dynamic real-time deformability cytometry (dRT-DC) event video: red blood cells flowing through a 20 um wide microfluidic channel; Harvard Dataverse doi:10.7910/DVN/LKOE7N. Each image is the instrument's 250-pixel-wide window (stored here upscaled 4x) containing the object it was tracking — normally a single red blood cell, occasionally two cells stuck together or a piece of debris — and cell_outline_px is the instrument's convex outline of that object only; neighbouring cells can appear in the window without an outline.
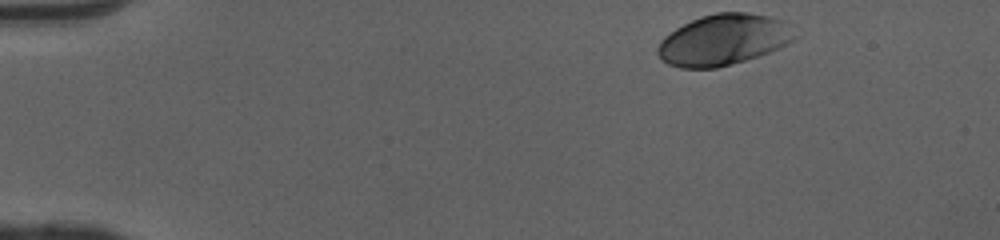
{"species": "human", "species_latin": "Homo sapiens", "temperature_condition": "cold", "stored_images_in_passage": 41, "camera_frame_rate_fps": 3000, "um_per_image_px": 0.085, "donor": {"sex": "female"}, "frame": {"image": 1, "passage_image": 1, "time_ms": 0.0, "image_size_px": [1000, 240], "cell_outline_px": [[800, 36], [796, 40], [768, 52], [732, 64], [716, 68], [680, 68], [668, 64], [656, 52], [656, 48], [660, 40], [664, 36], [676, 28], [700, 16], [716, 12], [748, 12], [768, 16], [784, 20]], "centroid_in_image_um": [61.52, 3.37], "position_along_channel_um": 23.5, "area_um2": 40.86}}
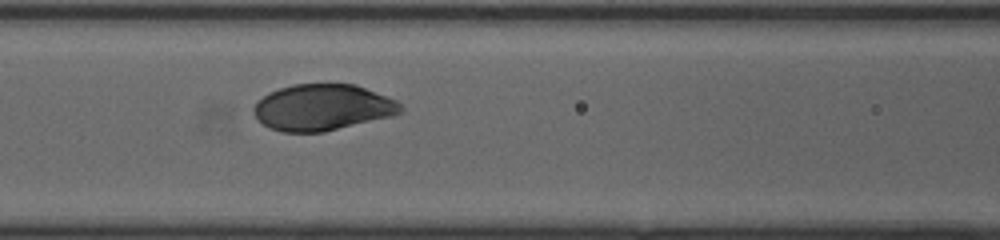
{"frame": {"image": 2, "passage_image": 17, "time_ms": 5.333, "image_size_px": [1000, 240], "cell_outline_px": [[404, 112], [392, 116], [324, 132], [280, 132], [268, 128], [252, 112], [252, 108], [268, 92], [292, 84], [356, 84], [396, 100], [404, 108]], "centroid_in_image_um": [27.43, 9.13], "position_along_channel_um": 139.2, "area_um2": 39.65}}
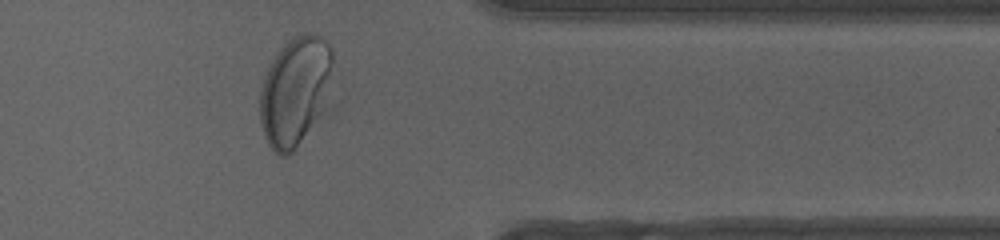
{"frame": {"image": 3, "passage_image": 36, "time_ms": 11.667, "image_size_px": [1000, 240], "cell_outline_px": [[340, 100], [332, 112], [288, 156], [280, 156], [268, 144], [264, 136], [260, 124], [260, 88], [268, 68], [272, 60], [280, 48], [288, 40], [296, 36], [308, 32], [320, 36], [332, 48]], "centroid_in_image_um": [25.31, 7.83], "position_along_channel_um": 386.1, "area_um2": 50.52}, "authors_computed_cell_mechanics": {"area_um2": 40.5756, "velocity_mm_per_s": 4.0303, "shape_relaxation_time_tau1_ms": 1.9837, "shape_relaxation_time_tau2_ms": null, "deformation_change_tau1": 0.129, "deformation_change_tau2": null}}